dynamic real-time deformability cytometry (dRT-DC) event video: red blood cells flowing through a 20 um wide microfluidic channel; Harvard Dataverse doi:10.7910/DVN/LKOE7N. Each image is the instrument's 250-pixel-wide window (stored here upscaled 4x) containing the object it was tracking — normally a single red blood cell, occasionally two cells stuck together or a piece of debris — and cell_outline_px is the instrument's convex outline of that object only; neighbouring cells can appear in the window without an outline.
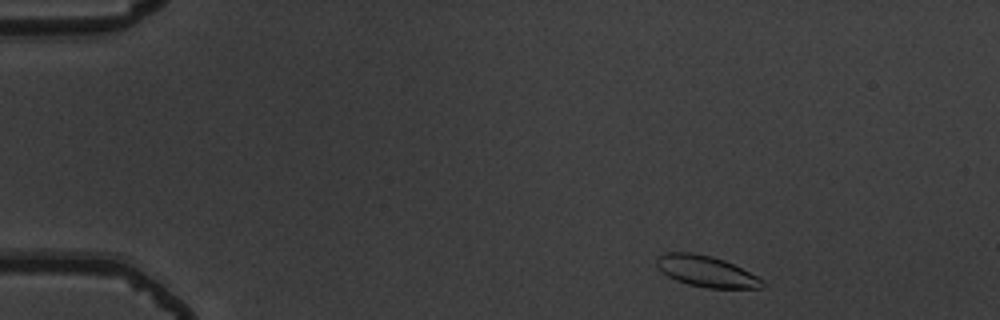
{"species": "common noctule bat (a hibernating species)", "species_latin": "Nyctalus noctula", "temperature_condition": "warm", "stored_images_in_passage": 50, "camera_frame_rate_fps": 3000, "um_per_image_px": 0.085, "animal": {"sex": "male", "body_mass_g": 19.5, "forearm_length_mm": 54.6}, "frame": {"image": 1, "passage_image": 3, "time_ms": 0.667, "image_size_px": [1000, 320], "cell_outline_px": [[764, 284], [760, 288], [708, 288], [688, 284], [676, 280], [668, 276], [656, 264], [656, 260], [664, 252], [692, 252], [712, 256], [724, 260], [764, 280]], "centroid_in_image_um": [60.02, 23.06], "position_along_channel_um": 25.0, "area_um2": 18.84}}
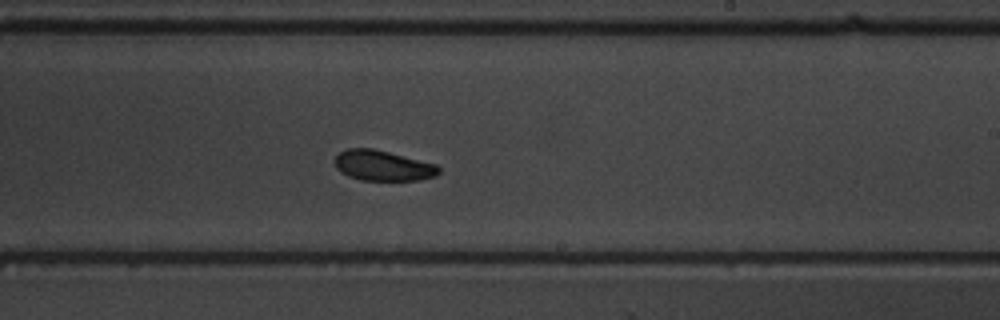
{"frame": {"image": 2, "passage_image": 29, "time_ms": 9.333, "image_size_px": [1000, 320], "cell_outline_px": [[440, 172], [436, 176], [420, 180], [360, 180], [348, 176], [340, 172], [336, 168], [336, 156], [340, 152], [348, 148], [372, 148], [436, 164], [440, 168]], "centroid_in_image_um": [32.55, 14.08], "position_along_channel_um": 256.5, "area_um2": 18.32}}
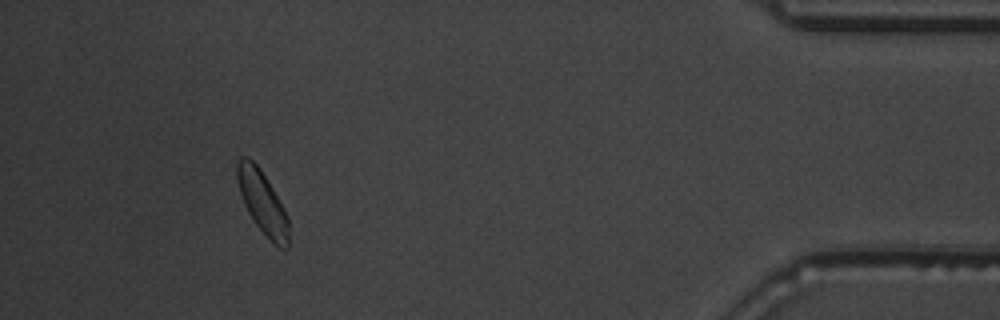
{"frame": {"image": 3, "passage_image": 46, "time_ms": 15.0, "image_size_px": [1000, 320], "cell_outline_px": [[288, 248], [280, 248], [256, 224], [248, 212], [244, 204], [240, 192], [236, 176], [236, 164], [240, 156], [248, 156], [260, 168], [284, 208], [288, 216]], "centroid_in_image_um": [22.29, 17.14], "position_along_channel_um": 412.9, "area_um2": 18.5}, "authors_computed_cell_mechanics": {"area_um2": 19.0451, "velocity_mm_per_s": 3.7108, "shape_relaxation_time_tau1_ms": 1.7237, "shape_relaxation_time_tau2_ms": null, "deformation_change_tau1": 0.0681, "deformation_change_tau2": null}}